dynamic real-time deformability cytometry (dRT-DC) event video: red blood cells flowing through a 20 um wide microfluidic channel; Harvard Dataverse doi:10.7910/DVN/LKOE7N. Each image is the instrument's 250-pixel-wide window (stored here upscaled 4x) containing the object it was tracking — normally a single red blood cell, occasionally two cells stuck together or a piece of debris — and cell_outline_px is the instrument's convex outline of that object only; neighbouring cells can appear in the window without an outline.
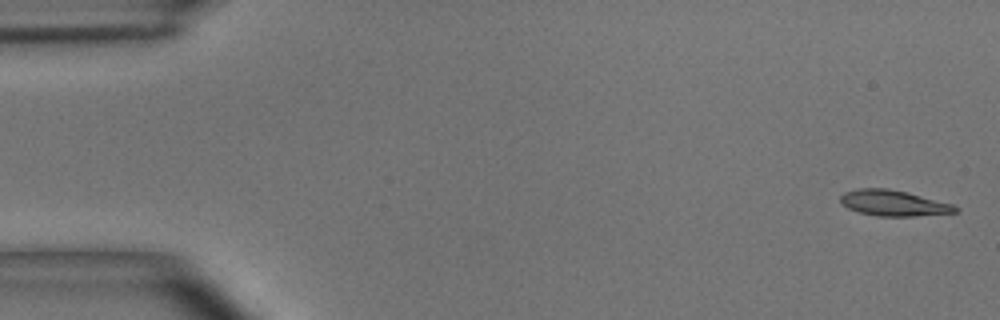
{"species": "common noctule bat (a hibernating species)", "species_latin": "Nyctalus noctula", "temperature_condition": "room temperature", "stored_images_in_passage": 5, "camera_frame_rate_fps": 3000, "um_per_image_px": 0.085, "animal": {"sex": "male", "body_mass_g": 15.6}, "frame": {"image": 1, "passage_image": 1, "time_ms": 0.0, "image_size_px": [1000, 320], "cell_outline_px": [[960, 212], [912, 216], [876, 216], [860, 212], [848, 208], [840, 200], [840, 196], [844, 192], [860, 188], [888, 188], [952, 204], [960, 208]], "centroid_in_image_um": [75.95, 17.27], "position_along_channel_um": 9.0, "area_um2": 16.99}}
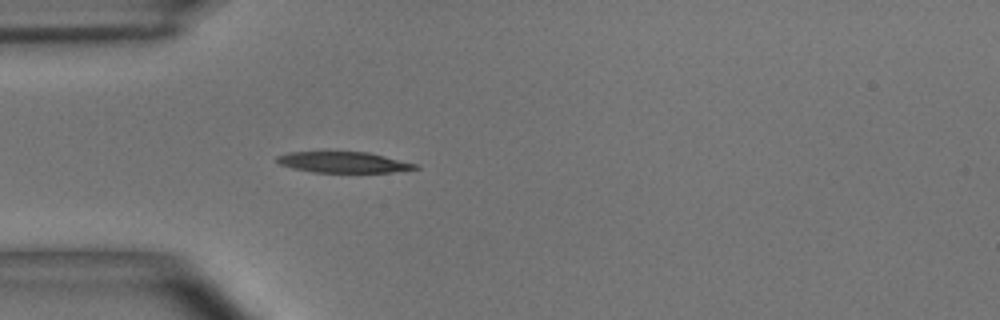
{"frame": {"image": 2, "passage_image": 5, "time_ms": 1.333, "image_size_px": [1000, 320], "cell_outline_px": [[420, 168], [392, 172], [312, 172], [292, 168], [280, 164], [276, 160], [276, 156], [288, 152], [368, 152], [420, 164]], "centroid_in_image_um": [29.23, 13.79], "position_along_channel_um": 55.8, "area_um2": 16.88}}